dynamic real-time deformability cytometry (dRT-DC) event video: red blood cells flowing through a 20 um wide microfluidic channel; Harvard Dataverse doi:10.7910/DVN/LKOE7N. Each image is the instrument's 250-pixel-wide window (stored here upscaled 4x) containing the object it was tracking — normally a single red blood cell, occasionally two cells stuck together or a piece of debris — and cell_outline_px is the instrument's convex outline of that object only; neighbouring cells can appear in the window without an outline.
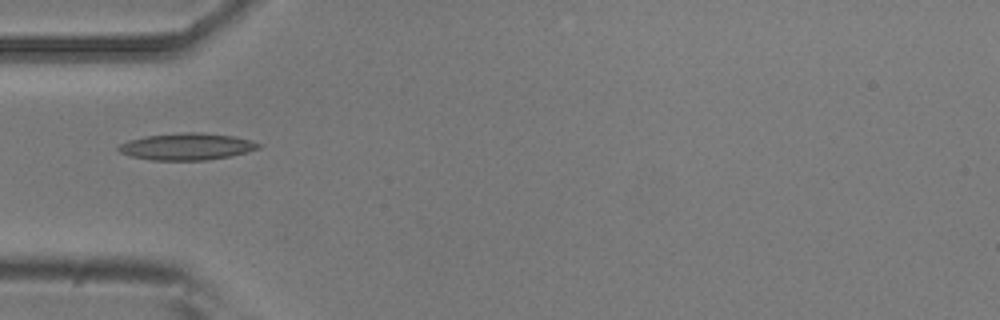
{"species": "common noctule bat (a hibernating species)", "species_latin": "Nyctalus noctula", "temperature_condition": "room temperature", "stored_images_in_passage": 5, "camera_frame_rate_fps": 3000, "um_per_image_px": 0.085, "animal": {"sex": "male", "body_mass_g": 20.5, "forearm_length_mm": 52.5}, "frame": {"image": 1, "passage_image": 4, "time_ms": 1.0, "image_size_px": [1000, 320], "cell_outline_px": [[260, 148], [232, 156], [208, 160], [152, 160], [132, 156], [120, 152], [116, 148], [120, 144], [128, 140], [144, 136], [180, 132], [200, 132], [232, 136], [252, 140], [260, 144]], "centroid_in_image_um": [15.88, 12.45], "position_along_channel_um": 69.1, "area_um2": 21.96}}
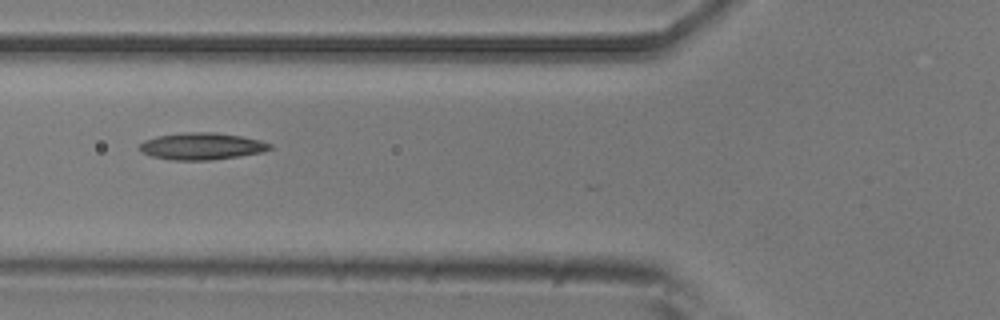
{"frame": {"image": 2, "passage_image": 5, "time_ms": 1.333, "image_size_px": [1000, 320], "cell_outline_px": [[272, 148], [260, 152], [212, 160], [172, 160], [152, 156], [140, 152], [136, 148], [144, 140], [156, 136], [188, 132], [216, 132], [240, 136], [260, 140], [272, 144]], "centroid_in_image_um": [17.09, 12.42], "position_along_channel_um": 108.7, "area_um2": 20.4}}